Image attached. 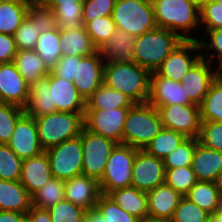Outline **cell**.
<instances>
[{"mask_svg":"<svg viewBox=\"0 0 222 222\" xmlns=\"http://www.w3.org/2000/svg\"><path fill=\"white\" fill-rule=\"evenodd\" d=\"M151 2L157 27L168 29L183 40H199L197 37L198 33L201 34L197 32L200 28L199 5L191 0H151Z\"/></svg>","mask_w":222,"mask_h":222,"instance_id":"1","label":"cell"},{"mask_svg":"<svg viewBox=\"0 0 222 222\" xmlns=\"http://www.w3.org/2000/svg\"><path fill=\"white\" fill-rule=\"evenodd\" d=\"M151 72L136 62L104 65V84L129 97L135 104L147 103Z\"/></svg>","mask_w":222,"mask_h":222,"instance_id":"2","label":"cell"},{"mask_svg":"<svg viewBox=\"0 0 222 222\" xmlns=\"http://www.w3.org/2000/svg\"><path fill=\"white\" fill-rule=\"evenodd\" d=\"M182 41L178 34L156 27L137 36L134 45L135 62L153 72Z\"/></svg>","mask_w":222,"mask_h":222,"instance_id":"3","label":"cell"},{"mask_svg":"<svg viewBox=\"0 0 222 222\" xmlns=\"http://www.w3.org/2000/svg\"><path fill=\"white\" fill-rule=\"evenodd\" d=\"M162 128L160 115L155 107L148 102L134 104L125 118L122 144L143 150Z\"/></svg>","mask_w":222,"mask_h":222,"instance_id":"4","label":"cell"},{"mask_svg":"<svg viewBox=\"0 0 222 222\" xmlns=\"http://www.w3.org/2000/svg\"><path fill=\"white\" fill-rule=\"evenodd\" d=\"M34 119L44 151L80 135L84 127V114L79 113L56 111Z\"/></svg>","mask_w":222,"mask_h":222,"instance_id":"5","label":"cell"},{"mask_svg":"<svg viewBox=\"0 0 222 222\" xmlns=\"http://www.w3.org/2000/svg\"><path fill=\"white\" fill-rule=\"evenodd\" d=\"M112 17L116 29L136 37L157 27L151 0H116Z\"/></svg>","mask_w":222,"mask_h":222,"instance_id":"6","label":"cell"},{"mask_svg":"<svg viewBox=\"0 0 222 222\" xmlns=\"http://www.w3.org/2000/svg\"><path fill=\"white\" fill-rule=\"evenodd\" d=\"M138 150L122 143L115 146L99 181L102 194H108L111 191L131 186L132 167Z\"/></svg>","mask_w":222,"mask_h":222,"instance_id":"7","label":"cell"},{"mask_svg":"<svg viewBox=\"0 0 222 222\" xmlns=\"http://www.w3.org/2000/svg\"><path fill=\"white\" fill-rule=\"evenodd\" d=\"M80 137L83 174L99 182L103 176L107 160L118 143L92 133L85 127L82 129Z\"/></svg>","mask_w":222,"mask_h":222,"instance_id":"8","label":"cell"},{"mask_svg":"<svg viewBox=\"0 0 222 222\" xmlns=\"http://www.w3.org/2000/svg\"><path fill=\"white\" fill-rule=\"evenodd\" d=\"M45 152L50 163L52 177L65 181L83 174L80 135L68 139Z\"/></svg>","mask_w":222,"mask_h":222,"instance_id":"9","label":"cell"},{"mask_svg":"<svg viewBox=\"0 0 222 222\" xmlns=\"http://www.w3.org/2000/svg\"><path fill=\"white\" fill-rule=\"evenodd\" d=\"M197 40H183L155 70L159 76L181 82L185 74L202 58Z\"/></svg>","mask_w":222,"mask_h":222,"instance_id":"10","label":"cell"},{"mask_svg":"<svg viewBox=\"0 0 222 222\" xmlns=\"http://www.w3.org/2000/svg\"><path fill=\"white\" fill-rule=\"evenodd\" d=\"M163 128L198 139L201 127L198 105H164L157 108Z\"/></svg>","mask_w":222,"mask_h":222,"instance_id":"11","label":"cell"},{"mask_svg":"<svg viewBox=\"0 0 222 222\" xmlns=\"http://www.w3.org/2000/svg\"><path fill=\"white\" fill-rule=\"evenodd\" d=\"M131 107L110 110L85 109L84 127L92 133L122 143V133L127 112Z\"/></svg>","mask_w":222,"mask_h":222,"instance_id":"12","label":"cell"},{"mask_svg":"<svg viewBox=\"0 0 222 222\" xmlns=\"http://www.w3.org/2000/svg\"><path fill=\"white\" fill-rule=\"evenodd\" d=\"M165 165L163 159L147 154L144 150H138L132 167L131 186L148 192L165 183Z\"/></svg>","mask_w":222,"mask_h":222,"instance_id":"13","label":"cell"},{"mask_svg":"<svg viewBox=\"0 0 222 222\" xmlns=\"http://www.w3.org/2000/svg\"><path fill=\"white\" fill-rule=\"evenodd\" d=\"M7 145L22 160L39 156L42 149L34 117L24 113L16 122Z\"/></svg>","mask_w":222,"mask_h":222,"instance_id":"14","label":"cell"},{"mask_svg":"<svg viewBox=\"0 0 222 222\" xmlns=\"http://www.w3.org/2000/svg\"><path fill=\"white\" fill-rule=\"evenodd\" d=\"M104 65L99 51L89 56H77V70L73 83L85 100L104 83Z\"/></svg>","mask_w":222,"mask_h":222,"instance_id":"15","label":"cell"},{"mask_svg":"<svg viewBox=\"0 0 222 222\" xmlns=\"http://www.w3.org/2000/svg\"><path fill=\"white\" fill-rule=\"evenodd\" d=\"M28 94L29 84L19 73L16 64H0V103H10L24 108Z\"/></svg>","mask_w":222,"mask_h":222,"instance_id":"16","label":"cell"},{"mask_svg":"<svg viewBox=\"0 0 222 222\" xmlns=\"http://www.w3.org/2000/svg\"><path fill=\"white\" fill-rule=\"evenodd\" d=\"M185 93L181 82L159 76L155 71L151 72L148 103L156 109L164 105H196Z\"/></svg>","mask_w":222,"mask_h":222,"instance_id":"17","label":"cell"},{"mask_svg":"<svg viewBox=\"0 0 222 222\" xmlns=\"http://www.w3.org/2000/svg\"><path fill=\"white\" fill-rule=\"evenodd\" d=\"M52 105L57 111L85 114L86 100L78 93L73 82L49 73Z\"/></svg>","mask_w":222,"mask_h":222,"instance_id":"18","label":"cell"},{"mask_svg":"<svg viewBox=\"0 0 222 222\" xmlns=\"http://www.w3.org/2000/svg\"><path fill=\"white\" fill-rule=\"evenodd\" d=\"M214 67L209 61L201 58L183 77L181 83L189 100L200 105L214 82Z\"/></svg>","mask_w":222,"mask_h":222,"instance_id":"19","label":"cell"},{"mask_svg":"<svg viewBox=\"0 0 222 222\" xmlns=\"http://www.w3.org/2000/svg\"><path fill=\"white\" fill-rule=\"evenodd\" d=\"M101 194L99 182L81 174L65 180V200L89 211L95 208Z\"/></svg>","mask_w":222,"mask_h":222,"instance_id":"20","label":"cell"},{"mask_svg":"<svg viewBox=\"0 0 222 222\" xmlns=\"http://www.w3.org/2000/svg\"><path fill=\"white\" fill-rule=\"evenodd\" d=\"M136 38L123 30L116 29L110 39L98 48L104 63L135 62Z\"/></svg>","mask_w":222,"mask_h":222,"instance_id":"21","label":"cell"},{"mask_svg":"<svg viewBox=\"0 0 222 222\" xmlns=\"http://www.w3.org/2000/svg\"><path fill=\"white\" fill-rule=\"evenodd\" d=\"M191 167L198 181L216 182L222 172V152L206 147L196 139Z\"/></svg>","mask_w":222,"mask_h":222,"instance_id":"22","label":"cell"},{"mask_svg":"<svg viewBox=\"0 0 222 222\" xmlns=\"http://www.w3.org/2000/svg\"><path fill=\"white\" fill-rule=\"evenodd\" d=\"M148 215L152 218L170 220L174 210L183 197L178 191L166 183L158 185L146 193Z\"/></svg>","mask_w":222,"mask_h":222,"instance_id":"23","label":"cell"},{"mask_svg":"<svg viewBox=\"0 0 222 222\" xmlns=\"http://www.w3.org/2000/svg\"><path fill=\"white\" fill-rule=\"evenodd\" d=\"M52 178L46 152L22 161L20 182L32 195Z\"/></svg>","mask_w":222,"mask_h":222,"instance_id":"24","label":"cell"},{"mask_svg":"<svg viewBox=\"0 0 222 222\" xmlns=\"http://www.w3.org/2000/svg\"><path fill=\"white\" fill-rule=\"evenodd\" d=\"M32 207V196L19 180L0 179V211L27 214Z\"/></svg>","mask_w":222,"mask_h":222,"instance_id":"25","label":"cell"},{"mask_svg":"<svg viewBox=\"0 0 222 222\" xmlns=\"http://www.w3.org/2000/svg\"><path fill=\"white\" fill-rule=\"evenodd\" d=\"M24 111L31 117H40L56 112V106L52 105L49 88V74L29 85V94Z\"/></svg>","mask_w":222,"mask_h":222,"instance_id":"26","label":"cell"},{"mask_svg":"<svg viewBox=\"0 0 222 222\" xmlns=\"http://www.w3.org/2000/svg\"><path fill=\"white\" fill-rule=\"evenodd\" d=\"M60 37L62 56L73 55L84 57L98 51L83 25L79 28L60 31Z\"/></svg>","mask_w":222,"mask_h":222,"instance_id":"27","label":"cell"},{"mask_svg":"<svg viewBox=\"0 0 222 222\" xmlns=\"http://www.w3.org/2000/svg\"><path fill=\"white\" fill-rule=\"evenodd\" d=\"M124 211L137 219L149 217L146 192L133 186L111 191L107 194Z\"/></svg>","mask_w":222,"mask_h":222,"instance_id":"28","label":"cell"},{"mask_svg":"<svg viewBox=\"0 0 222 222\" xmlns=\"http://www.w3.org/2000/svg\"><path fill=\"white\" fill-rule=\"evenodd\" d=\"M14 63L29 85L36 83L50 73V70L35 50H17Z\"/></svg>","mask_w":222,"mask_h":222,"instance_id":"29","label":"cell"},{"mask_svg":"<svg viewBox=\"0 0 222 222\" xmlns=\"http://www.w3.org/2000/svg\"><path fill=\"white\" fill-rule=\"evenodd\" d=\"M30 0H2L0 3V33L14 36L27 16Z\"/></svg>","mask_w":222,"mask_h":222,"instance_id":"30","label":"cell"},{"mask_svg":"<svg viewBox=\"0 0 222 222\" xmlns=\"http://www.w3.org/2000/svg\"><path fill=\"white\" fill-rule=\"evenodd\" d=\"M134 104L129 97L103 83L86 100V109L110 110L119 107H132Z\"/></svg>","mask_w":222,"mask_h":222,"instance_id":"31","label":"cell"},{"mask_svg":"<svg viewBox=\"0 0 222 222\" xmlns=\"http://www.w3.org/2000/svg\"><path fill=\"white\" fill-rule=\"evenodd\" d=\"M35 51L42 58L49 70H52L56 66L62 57L61 37L58 27L39 35Z\"/></svg>","mask_w":222,"mask_h":222,"instance_id":"32","label":"cell"},{"mask_svg":"<svg viewBox=\"0 0 222 222\" xmlns=\"http://www.w3.org/2000/svg\"><path fill=\"white\" fill-rule=\"evenodd\" d=\"M220 194L216 182L197 181L184 196L213 215Z\"/></svg>","mask_w":222,"mask_h":222,"instance_id":"33","label":"cell"},{"mask_svg":"<svg viewBox=\"0 0 222 222\" xmlns=\"http://www.w3.org/2000/svg\"><path fill=\"white\" fill-rule=\"evenodd\" d=\"M186 139L182 133L162 128L143 150L151 156L164 159Z\"/></svg>","mask_w":222,"mask_h":222,"instance_id":"34","label":"cell"},{"mask_svg":"<svg viewBox=\"0 0 222 222\" xmlns=\"http://www.w3.org/2000/svg\"><path fill=\"white\" fill-rule=\"evenodd\" d=\"M65 181L55 177L50 178L41 188L35 191L32 196V206L49 209L56 205L64 197Z\"/></svg>","mask_w":222,"mask_h":222,"instance_id":"35","label":"cell"},{"mask_svg":"<svg viewBox=\"0 0 222 222\" xmlns=\"http://www.w3.org/2000/svg\"><path fill=\"white\" fill-rule=\"evenodd\" d=\"M199 108L201 121H222V82L214 80Z\"/></svg>","mask_w":222,"mask_h":222,"instance_id":"36","label":"cell"},{"mask_svg":"<svg viewBox=\"0 0 222 222\" xmlns=\"http://www.w3.org/2000/svg\"><path fill=\"white\" fill-rule=\"evenodd\" d=\"M84 27L97 49L107 42L116 30L112 15L98 17L87 22Z\"/></svg>","mask_w":222,"mask_h":222,"instance_id":"37","label":"cell"},{"mask_svg":"<svg viewBox=\"0 0 222 222\" xmlns=\"http://www.w3.org/2000/svg\"><path fill=\"white\" fill-rule=\"evenodd\" d=\"M106 222H138L135 216L122 210L107 194H100L94 208Z\"/></svg>","mask_w":222,"mask_h":222,"instance_id":"38","label":"cell"},{"mask_svg":"<svg viewBox=\"0 0 222 222\" xmlns=\"http://www.w3.org/2000/svg\"><path fill=\"white\" fill-rule=\"evenodd\" d=\"M24 113V108L20 106L0 103V144L9 142L16 122Z\"/></svg>","mask_w":222,"mask_h":222,"instance_id":"39","label":"cell"},{"mask_svg":"<svg viewBox=\"0 0 222 222\" xmlns=\"http://www.w3.org/2000/svg\"><path fill=\"white\" fill-rule=\"evenodd\" d=\"M22 161L7 144H0V179L20 180Z\"/></svg>","mask_w":222,"mask_h":222,"instance_id":"40","label":"cell"},{"mask_svg":"<svg viewBox=\"0 0 222 222\" xmlns=\"http://www.w3.org/2000/svg\"><path fill=\"white\" fill-rule=\"evenodd\" d=\"M196 148V138H187L163 159L165 170L191 166Z\"/></svg>","mask_w":222,"mask_h":222,"instance_id":"41","label":"cell"},{"mask_svg":"<svg viewBox=\"0 0 222 222\" xmlns=\"http://www.w3.org/2000/svg\"><path fill=\"white\" fill-rule=\"evenodd\" d=\"M197 181L198 180L191 166L166 170L165 183L183 196Z\"/></svg>","mask_w":222,"mask_h":222,"instance_id":"42","label":"cell"},{"mask_svg":"<svg viewBox=\"0 0 222 222\" xmlns=\"http://www.w3.org/2000/svg\"><path fill=\"white\" fill-rule=\"evenodd\" d=\"M48 211L52 222H84L88 212L65 199L50 207Z\"/></svg>","mask_w":222,"mask_h":222,"instance_id":"43","label":"cell"},{"mask_svg":"<svg viewBox=\"0 0 222 222\" xmlns=\"http://www.w3.org/2000/svg\"><path fill=\"white\" fill-rule=\"evenodd\" d=\"M210 214L183 196L169 222H208Z\"/></svg>","mask_w":222,"mask_h":222,"instance_id":"44","label":"cell"},{"mask_svg":"<svg viewBox=\"0 0 222 222\" xmlns=\"http://www.w3.org/2000/svg\"><path fill=\"white\" fill-rule=\"evenodd\" d=\"M27 16L34 22V26L39 34L57 28L53 10L45 7L42 3L30 2Z\"/></svg>","mask_w":222,"mask_h":222,"instance_id":"45","label":"cell"},{"mask_svg":"<svg viewBox=\"0 0 222 222\" xmlns=\"http://www.w3.org/2000/svg\"><path fill=\"white\" fill-rule=\"evenodd\" d=\"M51 8L60 31L82 26L83 6H45Z\"/></svg>","mask_w":222,"mask_h":222,"instance_id":"46","label":"cell"},{"mask_svg":"<svg viewBox=\"0 0 222 222\" xmlns=\"http://www.w3.org/2000/svg\"><path fill=\"white\" fill-rule=\"evenodd\" d=\"M201 35L203 36H199L198 41L200 44L201 52H203L201 53L202 58L213 64L217 59L222 57V29L208 30ZM206 51H209L210 53Z\"/></svg>","mask_w":222,"mask_h":222,"instance_id":"47","label":"cell"},{"mask_svg":"<svg viewBox=\"0 0 222 222\" xmlns=\"http://www.w3.org/2000/svg\"><path fill=\"white\" fill-rule=\"evenodd\" d=\"M200 30L203 34L212 29H222V7L215 0H205L200 5Z\"/></svg>","mask_w":222,"mask_h":222,"instance_id":"48","label":"cell"},{"mask_svg":"<svg viewBox=\"0 0 222 222\" xmlns=\"http://www.w3.org/2000/svg\"><path fill=\"white\" fill-rule=\"evenodd\" d=\"M198 141L206 147L222 152V121H201Z\"/></svg>","mask_w":222,"mask_h":222,"instance_id":"49","label":"cell"},{"mask_svg":"<svg viewBox=\"0 0 222 222\" xmlns=\"http://www.w3.org/2000/svg\"><path fill=\"white\" fill-rule=\"evenodd\" d=\"M39 35L34 22L26 16L14 34L17 50H35Z\"/></svg>","mask_w":222,"mask_h":222,"instance_id":"50","label":"cell"},{"mask_svg":"<svg viewBox=\"0 0 222 222\" xmlns=\"http://www.w3.org/2000/svg\"><path fill=\"white\" fill-rule=\"evenodd\" d=\"M116 0H84L82 8V25L102 16H111Z\"/></svg>","mask_w":222,"mask_h":222,"instance_id":"51","label":"cell"},{"mask_svg":"<svg viewBox=\"0 0 222 222\" xmlns=\"http://www.w3.org/2000/svg\"><path fill=\"white\" fill-rule=\"evenodd\" d=\"M77 70V56L68 55L62 56L56 66L50 70L55 76L64 78L70 82L75 79Z\"/></svg>","mask_w":222,"mask_h":222,"instance_id":"52","label":"cell"},{"mask_svg":"<svg viewBox=\"0 0 222 222\" xmlns=\"http://www.w3.org/2000/svg\"><path fill=\"white\" fill-rule=\"evenodd\" d=\"M16 54L14 36L0 33V64L14 62Z\"/></svg>","mask_w":222,"mask_h":222,"instance_id":"53","label":"cell"},{"mask_svg":"<svg viewBox=\"0 0 222 222\" xmlns=\"http://www.w3.org/2000/svg\"><path fill=\"white\" fill-rule=\"evenodd\" d=\"M26 217L30 222H52L48 209L37 208L33 206L27 212Z\"/></svg>","mask_w":222,"mask_h":222,"instance_id":"54","label":"cell"},{"mask_svg":"<svg viewBox=\"0 0 222 222\" xmlns=\"http://www.w3.org/2000/svg\"><path fill=\"white\" fill-rule=\"evenodd\" d=\"M26 214L14 211H0V222H22Z\"/></svg>","mask_w":222,"mask_h":222,"instance_id":"55","label":"cell"},{"mask_svg":"<svg viewBox=\"0 0 222 222\" xmlns=\"http://www.w3.org/2000/svg\"><path fill=\"white\" fill-rule=\"evenodd\" d=\"M84 0H43L44 6H83Z\"/></svg>","mask_w":222,"mask_h":222,"instance_id":"56","label":"cell"},{"mask_svg":"<svg viewBox=\"0 0 222 222\" xmlns=\"http://www.w3.org/2000/svg\"><path fill=\"white\" fill-rule=\"evenodd\" d=\"M84 222H106V221L100 213H98L95 209H91L87 212L86 219Z\"/></svg>","mask_w":222,"mask_h":222,"instance_id":"57","label":"cell"},{"mask_svg":"<svg viewBox=\"0 0 222 222\" xmlns=\"http://www.w3.org/2000/svg\"><path fill=\"white\" fill-rule=\"evenodd\" d=\"M216 64V65H215ZM213 66H215L216 68L214 69V76H215V80L222 82V57H220L219 59H217L214 63Z\"/></svg>","mask_w":222,"mask_h":222,"instance_id":"58","label":"cell"},{"mask_svg":"<svg viewBox=\"0 0 222 222\" xmlns=\"http://www.w3.org/2000/svg\"><path fill=\"white\" fill-rule=\"evenodd\" d=\"M213 216L222 218V194L219 196Z\"/></svg>","mask_w":222,"mask_h":222,"instance_id":"59","label":"cell"},{"mask_svg":"<svg viewBox=\"0 0 222 222\" xmlns=\"http://www.w3.org/2000/svg\"><path fill=\"white\" fill-rule=\"evenodd\" d=\"M138 222H169V221L165 219L146 217V218L140 219Z\"/></svg>","mask_w":222,"mask_h":222,"instance_id":"60","label":"cell"},{"mask_svg":"<svg viewBox=\"0 0 222 222\" xmlns=\"http://www.w3.org/2000/svg\"><path fill=\"white\" fill-rule=\"evenodd\" d=\"M216 185H217L220 193L222 194V172L220 173V175L217 178Z\"/></svg>","mask_w":222,"mask_h":222,"instance_id":"61","label":"cell"},{"mask_svg":"<svg viewBox=\"0 0 222 222\" xmlns=\"http://www.w3.org/2000/svg\"><path fill=\"white\" fill-rule=\"evenodd\" d=\"M208 222H222V218L210 215V218H209Z\"/></svg>","mask_w":222,"mask_h":222,"instance_id":"62","label":"cell"},{"mask_svg":"<svg viewBox=\"0 0 222 222\" xmlns=\"http://www.w3.org/2000/svg\"><path fill=\"white\" fill-rule=\"evenodd\" d=\"M193 2H195L197 5H201L205 0H191Z\"/></svg>","mask_w":222,"mask_h":222,"instance_id":"63","label":"cell"},{"mask_svg":"<svg viewBox=\"0 0 222 222\" xmlns=\"http://www.w3.org/2000/svg\"><path fill=\"white\" fill-rule=\"evenodd\" d=\"M30 1L33 3H42L43 2V0H30Z\"/></svg>","mask_w":222,"mask_h":222,"instance_id":"64","label":"cell"},{"mask_svg":"<svg viewBox=\"0 0 222 222\" xmlns=\"http://www.w3.org/2000/svg\"><path fill=\"white\" fill-rule=\"evenodd\" d=\"M217 3H218V5H220V7H222V0H215Z\"/></svg>","mask_w":222,"mask_h":222,"instance_id":"65","label":"cell"},{"mask_svg":"<svg viewBox=\"0 0 222 222\" xmlns=\"http://www.w3.org/2000/svg\"><path fill=\"white\" fill-rule=\"evenodd\" d=\"M22 222H30V221H29L28 218L26 217Z\"/></svg>","mask_w":222,"mask_h":222,"instance_id":"66","label":"cell"}]
</instances>
